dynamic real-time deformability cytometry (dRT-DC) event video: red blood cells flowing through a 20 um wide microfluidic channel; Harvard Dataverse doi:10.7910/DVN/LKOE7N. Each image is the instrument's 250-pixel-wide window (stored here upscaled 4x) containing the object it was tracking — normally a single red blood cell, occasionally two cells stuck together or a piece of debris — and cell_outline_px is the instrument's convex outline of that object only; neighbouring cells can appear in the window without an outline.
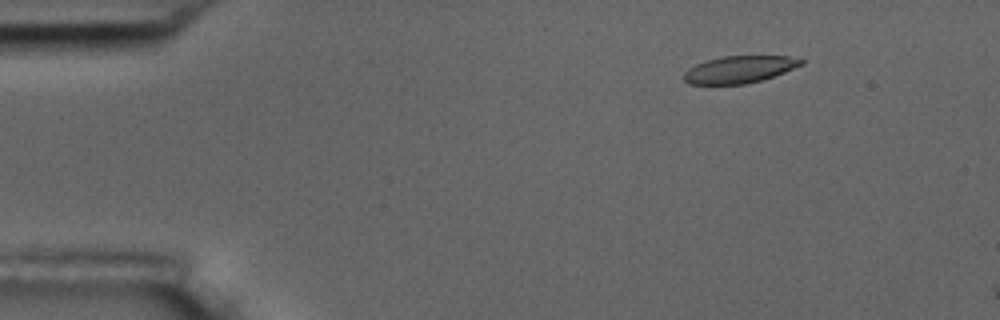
{"species": "common noctule bat (a hibernating species)", "species_latin": "Nyctalus noctula", "temperature_condition": "room temperature", "stored_images_in_passage": 7, "camera_frame_rate_fps": 3000, "um_per_image_px": 0.085, "animal": {"sex": "male", "body_mass_g": 17.5, "forearm_length_mm": 52.3}, "frame": {"image": 1, "passage_image": 1, "time_ms": 0.0, "image_size_px": [1000, 320], "cell_outline_px": [[804, 64], [764, 80], [744, 84], [688, 84], [684, 80], [684, 72], [688, 68], [696, 64], [720, 56], [788, 56], [804, 60]], "centroid_in_image_um": [62.85, 5.9], "position_along_channel_um": 22.2, "area_um2": 18.55}}